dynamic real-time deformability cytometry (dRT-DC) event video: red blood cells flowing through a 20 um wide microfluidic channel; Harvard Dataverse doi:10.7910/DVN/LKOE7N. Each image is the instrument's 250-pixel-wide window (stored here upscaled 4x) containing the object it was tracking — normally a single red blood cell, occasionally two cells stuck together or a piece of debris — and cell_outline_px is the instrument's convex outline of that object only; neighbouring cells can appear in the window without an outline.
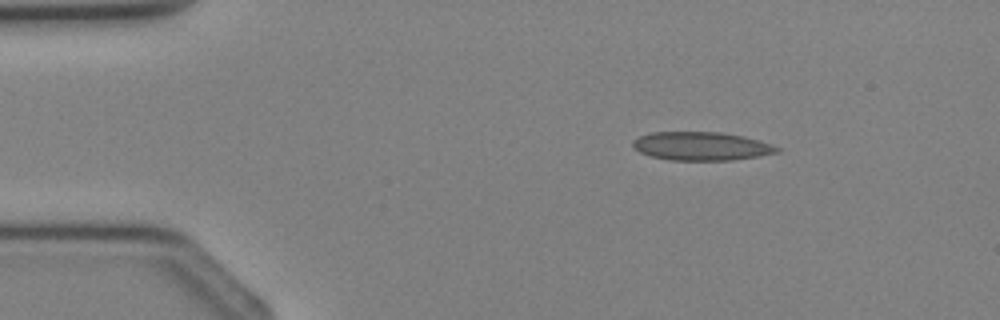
{"species": "Egyptian fruit bat (a non-hibernating species)", "species_latin": "Rousettus aegyptiacus", "temperature_condition": "cold", "stored_images_in_passage": 2, "camera_frame_rate_fps": 3000, "um_per_image_px": 0.085, "animal": {"sex": "female"}, "frame": {"image": 1, "passage_image": 1, "time_ms": 0.0, "image_size_px": [1000, 320], "cell_outline_px": [[780, 152], [760, 156], [732, 160], [672, 160], [652, 156], [640, 152], [632, 144], [632, 140], [640, 136], [652, 132], [720, 132], [760, 140], [772, 144], [780, 148]], "centroid_in_image_um": [59.65, 12.42], "position_along_channel_um": 25.4, "area_um2": 23.81}}